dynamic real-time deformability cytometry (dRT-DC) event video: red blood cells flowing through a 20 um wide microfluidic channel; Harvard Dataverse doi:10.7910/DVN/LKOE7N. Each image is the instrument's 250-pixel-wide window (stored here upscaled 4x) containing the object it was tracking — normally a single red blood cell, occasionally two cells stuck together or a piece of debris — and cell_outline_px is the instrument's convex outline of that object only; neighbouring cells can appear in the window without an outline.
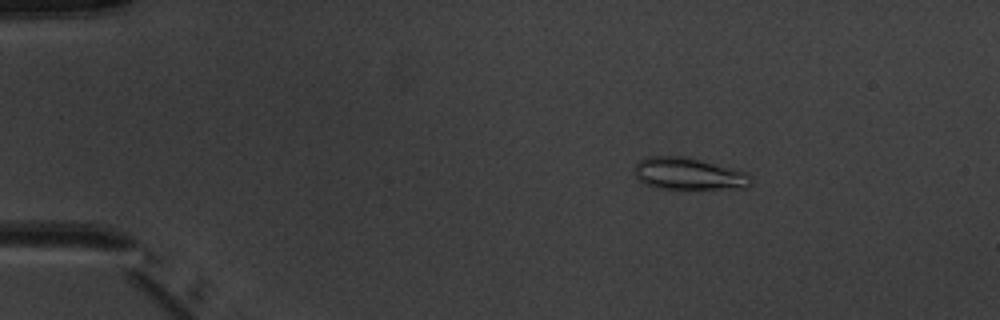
{"species": "common noctule bat (a hibernating species)", "species_latin": "Nyctalus noctula", "temperature_condition": "warm", "stored_images_in_passage": 4, "camera_frame_rate_fps": 3000, "um_per_image_px": 0.085, "animal": {"sex": "male", "body_mass_g": 20.1, "forearm_length_mm": 53.5}, "frame": {"image": 1, "passage_image": 2, "time_ms": 1.333, "image_size_px": [1000, 320], "cell_outline_px": [[752, 184], [744, 188], [660, 188], [644, 184], [636, 176], [636, 164], [640, 160], [648, 156], [684, 156], [748, 172], [752, 176]], "centroid_in_image_um": [58.57, 14.76], "position_along_channel_um": 26.4, "area_um2": 21.5}}
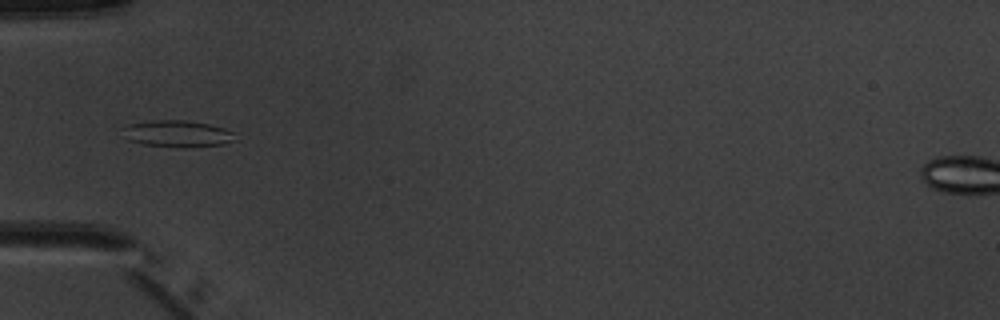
{"frame": {"image": 2, "passage_image": 4, "time_ms": 4.333, "image_size_px": [1000, 320], "cell_outline_px": [[236, 140], [224, 144], [188, 148], [184, 148], [144, 144], [128, 140], [124, 128], [128, 124], [152, 120], [188, 120], [208, 124], [224, 128], [236, 132]], "centroid_in_image_um": [15.17, 11.37], "position_along_channel_um": 69.8, "area_um2": 17.57}}